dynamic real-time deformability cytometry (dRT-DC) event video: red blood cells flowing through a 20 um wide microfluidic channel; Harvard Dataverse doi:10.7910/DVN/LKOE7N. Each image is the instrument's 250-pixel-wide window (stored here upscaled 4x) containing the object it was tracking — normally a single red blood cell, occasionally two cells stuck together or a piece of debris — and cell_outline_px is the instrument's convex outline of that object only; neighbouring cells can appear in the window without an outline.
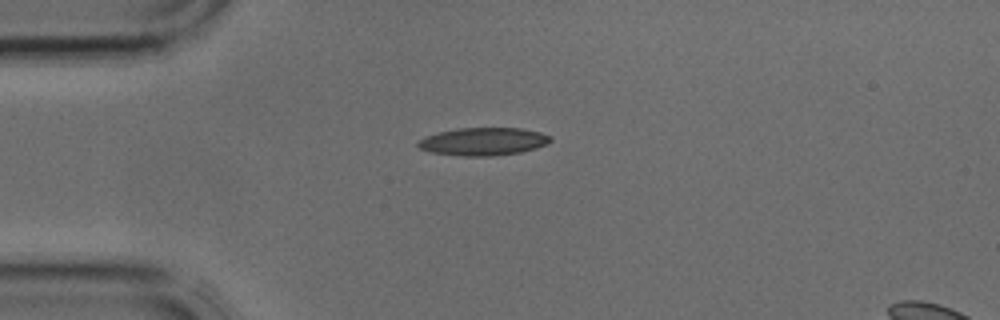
{"species": "common noctule bat (a hibernating species)", "species_latin": "Nyctalus noctula", "temperature_condition": "cold", "stored_images_in_passage": 2, "camera_frame_rate_fps": 3000, "um_per_image_px": 0.085, "animal": {"sex": "male", "body_mass_g": 17.9, "forearm_length_mm": 54.2}, "frame": {"image": 1, "passage_image": 1, "time_ms": 0.0, "image_size_px": [1000, 320], "cell_outline_px": [[552, 140], [536, 148], [520, 152], [492, 156], [464, 156], [432, 152], [420, 148], [416, 144], [420, 140], [428, 136], [440, 132], [460, 128], [520, 128], [540, 132], [552, 136]], "centroid_in_image_um": [41.12, 12.03], "position_along_channel_um": 43.9, "area_um2": 21.15}}
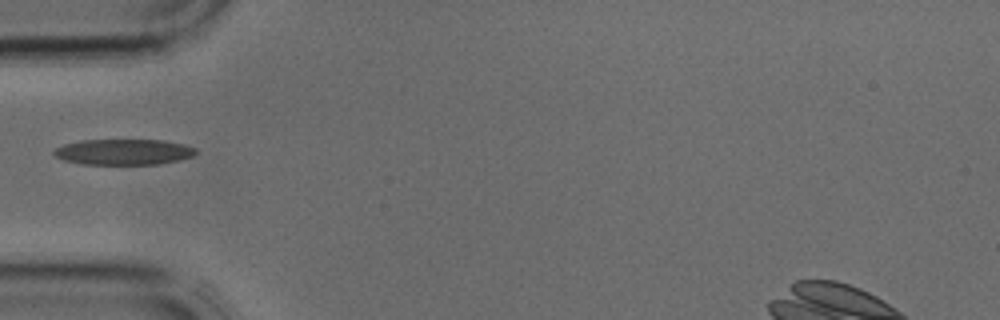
{"frame": {"image": 2, "passage_image": 2, "time_ms": 0.333, "image_size_px": [1000, 320], "cell_outline_px": [[196, 152], [192, 156], [176, 160], [156, 164], [80, 164], [64, 160], [56, 156], [52, 152], [56, 148], [64, 144], [80, 140], [164, 140], [184, 144], [196, 148]], "centroid_in_image_um": [10.48, 12.91], "position_along_channel_um": 74.5, "area_um2": 21.15}}